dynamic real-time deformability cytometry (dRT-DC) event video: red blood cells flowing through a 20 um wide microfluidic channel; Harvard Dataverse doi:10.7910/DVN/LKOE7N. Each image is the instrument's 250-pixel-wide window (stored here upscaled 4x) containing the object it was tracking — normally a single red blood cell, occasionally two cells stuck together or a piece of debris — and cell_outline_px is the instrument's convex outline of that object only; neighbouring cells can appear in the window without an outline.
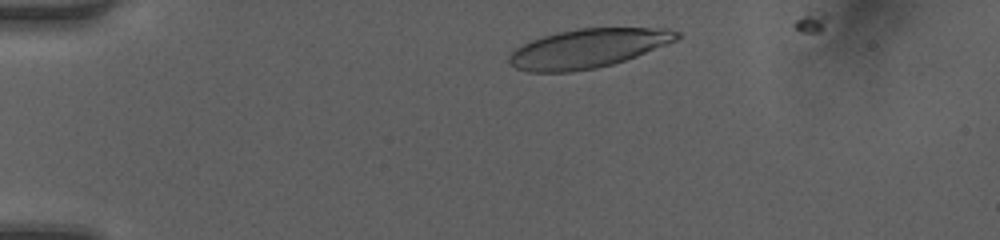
{"species": "human", "species_latin": "Homo sapiens", "temperature_condition": "room temperature", "stored_images_in_passage": 27, "camera_frame_rate_fps": 3000, "um_per_image_px": 0.085, "donor": {"sex": "female"}, "frame": {"image": 1, "passage_image": 3, "time_ms": 0.667, "image_size_px": [1000, 240], "cell_outline_px": [[680, 36], [676, 40], [668, 44], [636, 56], [612, 64], [596, 68], [572, 72], [528, 72], [516, 68], [508, 64], [508, 56], [516, 48], [532, 40], [556, 32], [576, 28], [668, 28], [680, 32]], "centroid_in_image_um": [49.96, 4.11], "position_along_channel_um": 35.0, "area_um2": 38.15}}
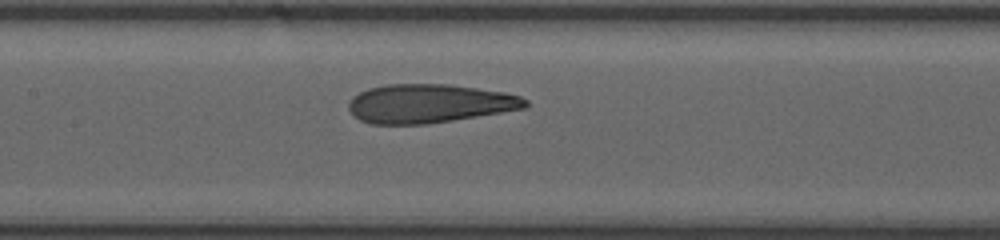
{"frame": {"image": 2, "passage_image": 15, "time_ms": 4.667, "image_size_px": [1000, 240], "cell_outline_px": [[528, 108], [428, 124], [372, 124], [360, 120], [348, 108], [348, 104], [352, 96], [368, 88], [388, 84], [448, 84], [504, 92], [520, 96], [528, 100]], "centroid_in_image_um": [36.5, 8.8], "position_along_channel_um": 170.9, "area_um2": 39.94}}
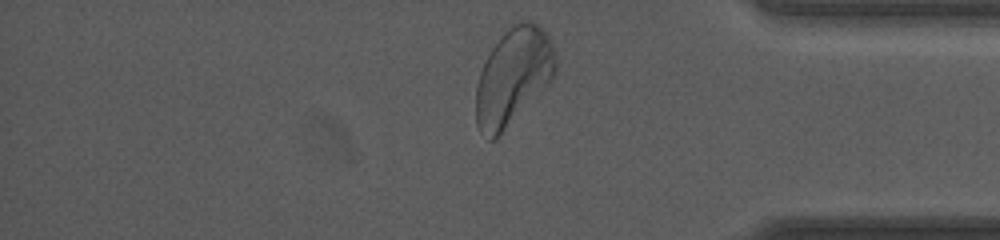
{"frame": {"image": 3, "passage_image": 27, "time_ms": 8.667, "image_size_px": [1000, 240], "cell_outline_px": [[556, 72], [552, 80], [496, 140], [488, 140], [480, 132], [476, 124], [476, 84], [480, 72], [492, 48], [504, 32], [512, 24], [520, 20], [528, 20], [540, 24], [548, 36], [556, 52]], "centroid_in_image_um": [43.63, 6.51], "position_along_channel_um": 391.6, "area_um2": 45.2}}